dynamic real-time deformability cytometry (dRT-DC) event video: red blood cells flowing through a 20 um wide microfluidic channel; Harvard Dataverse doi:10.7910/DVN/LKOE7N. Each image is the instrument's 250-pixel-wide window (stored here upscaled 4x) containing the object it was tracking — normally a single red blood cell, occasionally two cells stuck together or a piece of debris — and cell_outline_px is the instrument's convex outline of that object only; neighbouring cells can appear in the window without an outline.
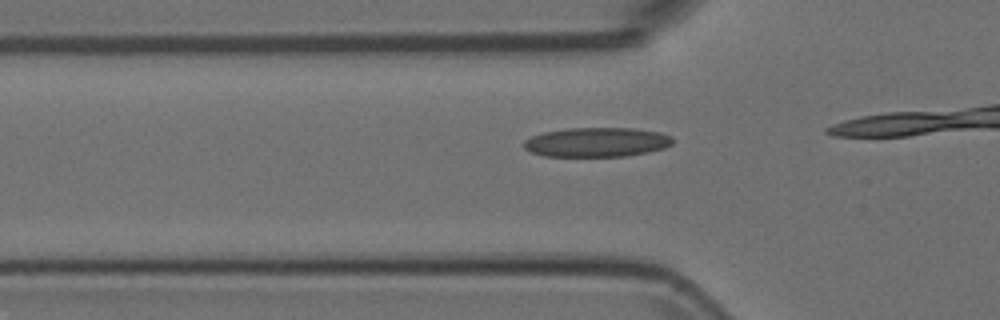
{"species": "Egyptian fruit bat (a non-hibernating species)", "species_latin": "Rousettus aegyptiacus", "temperature_condition": "room temperature", "stored_images_in_passage": 14, "camera_frame_rate_fps": 3000, "um_per_image_px": 0.085, "animal": {"sex": "female"}, "frame": {"image": 1, "passage_image": 9, "time_ms": 2.667, "image_size_px": [1000, 320], "cell_outline_px": [[672, 144], [664, 148], [648, 152], [628, 156], [544, 156], [532, 152], [524, 148], [524, 140], [532, 136], [544, 132], [568, 128], [632, 128], [660, 132], [672, 136]], "centroid_in_image_um": [50.74, 12.08], "position_along_channel_um": 75.1, "area_um2": 25.49}}
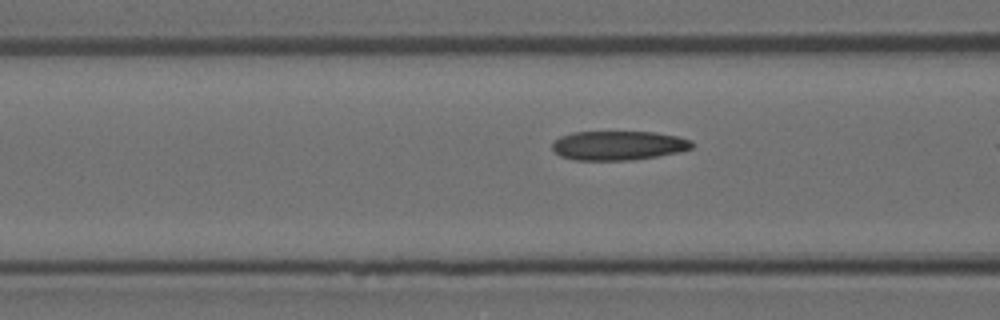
{"frame": {"image": 2, "passage_image": 12, "time_ms": 3.667, "image_size_px": [1000, 320], "cell_outline_px": [[692, 148], [680, 152], [632, 160], [572, 160], [560, 156], [552, 148], [552, 140], [560, 136], [572, 132], [656, 132], [676, 136], [692, 140]], "centroid_in_image_um": [52.52, 12.36], "position_along_channel_um": 114.1, "area_um2": 23.93}}